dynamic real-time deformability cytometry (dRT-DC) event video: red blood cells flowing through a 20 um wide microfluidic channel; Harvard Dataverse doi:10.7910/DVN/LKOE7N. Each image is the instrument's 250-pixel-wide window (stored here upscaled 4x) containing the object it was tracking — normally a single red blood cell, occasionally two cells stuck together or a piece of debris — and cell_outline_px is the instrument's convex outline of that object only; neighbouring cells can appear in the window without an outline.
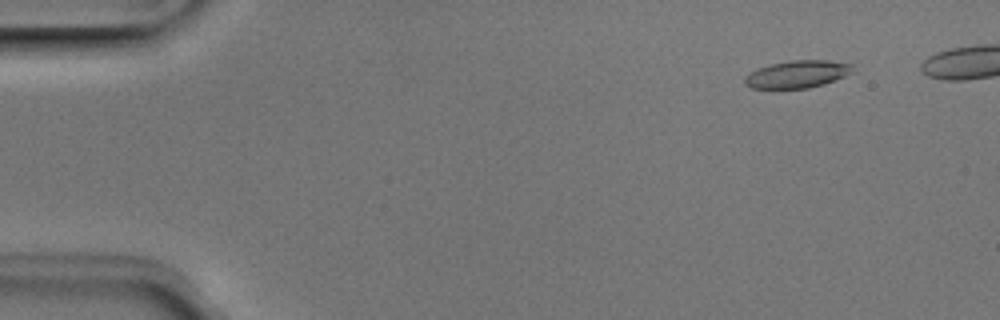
{"species": "Egyptian fruit bat (a non-hibernating species)", "species_latin": "Rousettus aegyptiacus", "temperature_condition": "room temperature", "stored_images_in_passage": 44, "camera_frame_rate_fps": 3000, "um_per_image_px": 0.085, "animal": {"sex": "male"}, "frame": {"image": 1, "passage_image": 3, "time_ms": 0.667, "image_size_px": [1000, 320], "cell_outline_px": [[852, 72], [844, 76], [824, 84], [808, 88], [752, 88], [744, 84], [744, 76], [760, 68], [772, 64], [792, 60], [828, 60], [852, 64]], "centroid_in_image_um": [67.77, 6.31], "position_along_channel_um": 17.2, "area_um2": 16.99}}
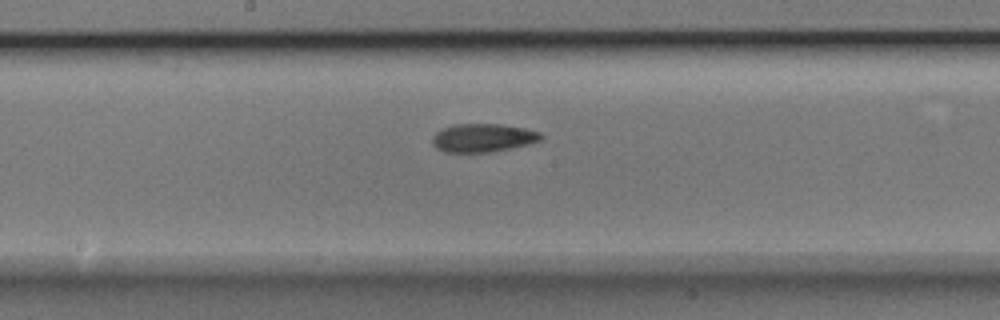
{"frame": {"image": 2, "passage_image": 25, "time_ms": 8.0, "image_size_px": [1000, 320], "cell_outline_px": [[544, 136], [540, 140], [528, 144], [492, 152], [444, 152], [436, 148], [432, 144], [432, 136], [440, 128], [456, 124], [500, 124], [524, 128], [540, 132]], "centroid_in_image_um": [41.02, 11.71], "position_along_channel_um": 207.2, "area_um2": 18.03}}
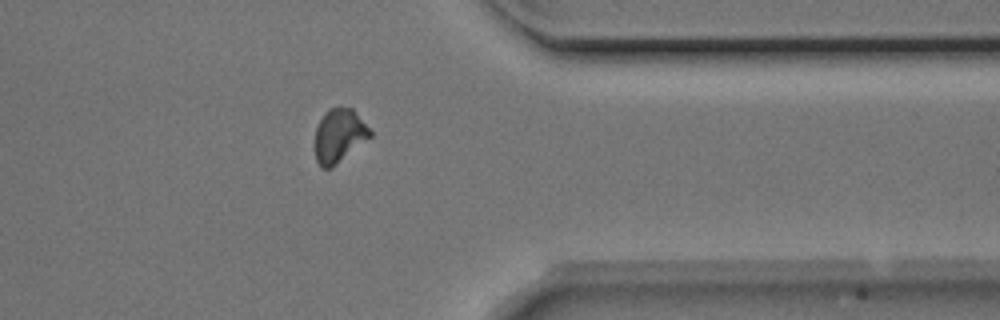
{"frame": {"image": 3, "passage_image": 39, "time_ms": 12.667, "image_size_px": [1000, 320], "cell_outline_px": [[372, 136], [332, 168], [324, 168], [316, 160], [316, 128], [324, 112], [332, 108], [352, 108], [372, 132]], "centroid_in_image_um": [28.84, 11.54], "position_along_channel_um": 382.6, "area_um2": 16.88}, "authors_computed_cell_mechanics": {"area_um2": 17.5712, "velocity_mm_per_s": 3.9655, "shape_relaxation_time_tau1_ms": 4.5797, "shape_relaxation_time_tau2_ms": 6.1988, "deformation_change_tau1": 0.1412, "deformation_change_tau2": 0.1002}}